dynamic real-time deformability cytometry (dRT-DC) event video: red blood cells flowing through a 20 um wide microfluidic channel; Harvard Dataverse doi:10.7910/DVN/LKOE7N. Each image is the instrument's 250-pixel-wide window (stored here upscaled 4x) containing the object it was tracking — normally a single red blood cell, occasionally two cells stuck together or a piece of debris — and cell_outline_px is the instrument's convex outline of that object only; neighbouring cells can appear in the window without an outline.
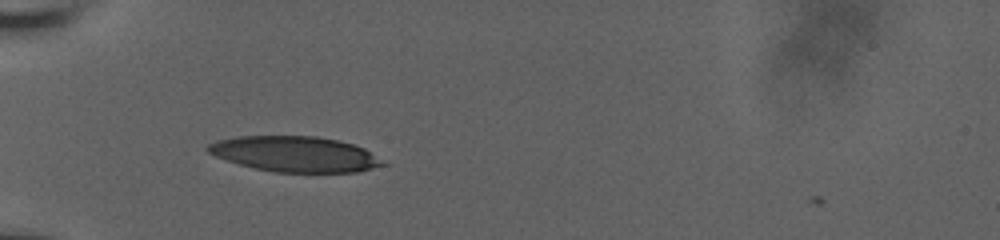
{"species": "human", "species_latin": "Homo sapiens", "temperature_condition": "room temperature", "stored_images_in_passage": 12, "camera_frame_rate_fps": 3000, "um_per_image_px": 0.085, "donor": {"sex": "male"}, "frame": {"image": 1, "passage_image": 3, "time_ms": 0.667, "image_size_px": [1000, 240], "cell_outline_px": [[388, 164], [356, 172], [276, 172], [256, 168], [240, 164], [216, 156], [208, 152], [204, 148], [208, 144], [216, 140], [236, 136], [316, 136], [336, 140], [352, 144], [364, 148]], "centroid_in_image_um": [25.05, 13.09], "position_along_channel_um": 60.0, "area_um2": 35.95}}
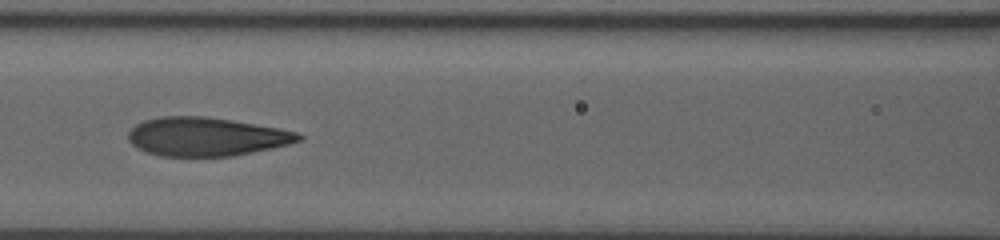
{"frame": {"image": 2, "passage_image": 9, "time_ms": 2.667, "image_size_px": [1000, 240], "cell_outline_px": [[304, 140], [272, 148], [232, 156], [160, 156], [144, 152], [132, 144], [128, 140], [128, 132], [136, 124], [144, 120], [160, 116], [204, 116], [232, 120], [300, 132], [304, 136]], "centroid_in_image_um": [17.53, 11.62], "position_along_channel_um": 149.1, "area_um2": 38.49}}
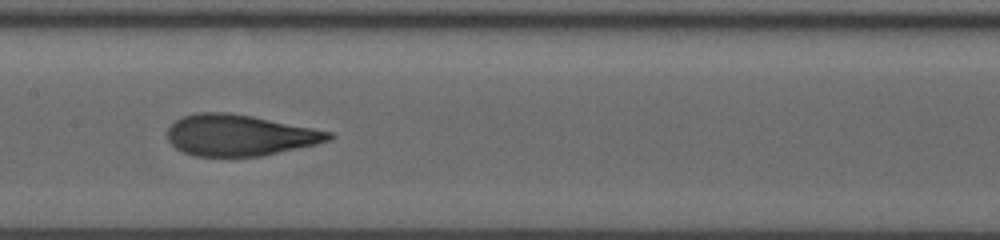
{"frame": {"image": 3, "passage_image": 11, "time_ms": 3.333, "image_size_px": [1000, 240], "cell_outline_px": [[336, 136], [328, 140], [316, 144], [260, 156], [196, 156], [184, 152], [176, 148], [168, 140], [168, 128], [180, 116], [196, 112], [228, 112], [252, 116], [332, 132]], "centroid_in_image_um": [20.34, 11.48], "position_along_channel_um": 187.1, "area_um2": 38.49}}